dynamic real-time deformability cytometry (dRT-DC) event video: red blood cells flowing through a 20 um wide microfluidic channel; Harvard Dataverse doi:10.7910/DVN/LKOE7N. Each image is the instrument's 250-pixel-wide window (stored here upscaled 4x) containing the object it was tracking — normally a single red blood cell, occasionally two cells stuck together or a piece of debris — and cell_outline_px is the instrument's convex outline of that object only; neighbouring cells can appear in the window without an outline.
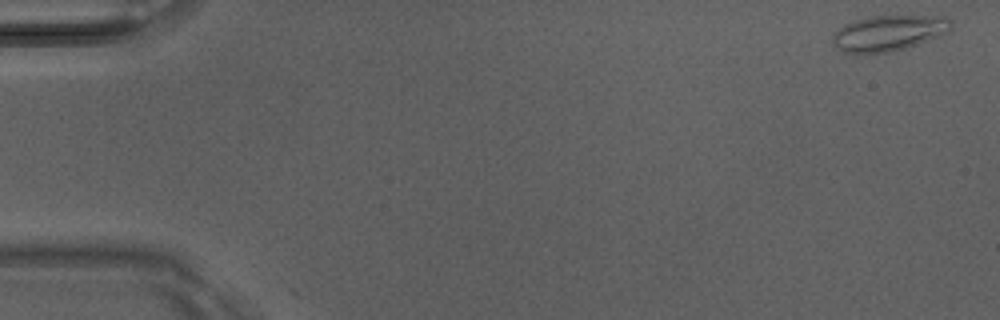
{"species": "Egyptian fruit bat (a non-hibernating species)", "species_latin": "Rousettus aegyptiacus", "temperature_condition": "room temperature", "stored_images_in_passage": 5, "camera_frame_rate_fps": 3000, "um_per_image_px": 0.085, "animal": {"sex": "male"}, "frame": {"image": 1, "passage_image": 1, "time_ms": 0.0, "image_size_px": [1000, 320], "cell_outline_px": [[952, 32], [904, 48], [888, 52], [844, 52], [836, 48], [832, 44], [832, 36], [844, 24], [856, 20], [872, 16], [944, 16], [952, 24]], "centroid_in_image_um": [75.56, 2.8], "position_along_channel_um": 9.4, "area_um2": 24.33}}